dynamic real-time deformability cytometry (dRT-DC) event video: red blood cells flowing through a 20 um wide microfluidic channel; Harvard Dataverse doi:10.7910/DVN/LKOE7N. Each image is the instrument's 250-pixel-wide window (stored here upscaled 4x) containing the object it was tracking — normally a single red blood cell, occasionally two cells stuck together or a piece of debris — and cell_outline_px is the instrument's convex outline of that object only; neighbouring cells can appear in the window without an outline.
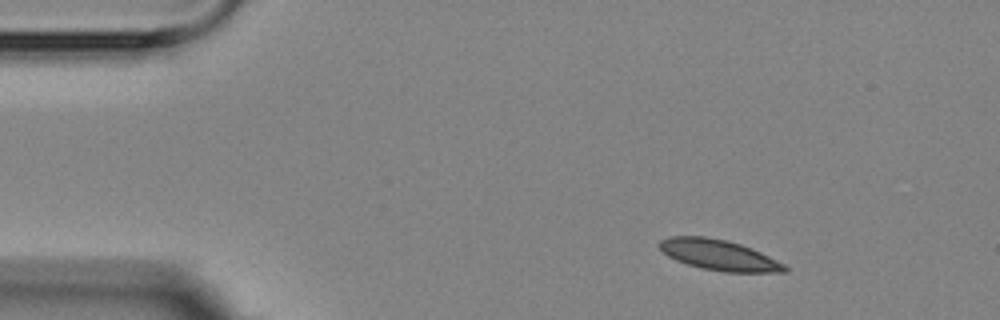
{"species": "Egyptian fruit bat (a non-hibernating species)", "species_latin": "Rousettus aegyptiacus", "temperature_condition": "room temperature", "stored_images_in_passage": 3, "camera_frame_rate_fps": 3000, "um_per_image_px": 0.085, "animal": {"sex": "female"}, "frame": {"image": 1, "passage_image": 1, "time_ms": 0.0, "image_size_px": [1000, 320], "cell_outline_px": [[788, 272], [724, 272], [704, 268], [688, 264], [676, 260], [668, 256], [660, 248], [660, 240], [668, 236], [704, 236], [728, 240], [752, 248], [784, 264], [788, 268]], "centroid_in_image_um": [61.11, 21.66], "position_along_channel_um": 23.9, "area_um2": 22.14}}